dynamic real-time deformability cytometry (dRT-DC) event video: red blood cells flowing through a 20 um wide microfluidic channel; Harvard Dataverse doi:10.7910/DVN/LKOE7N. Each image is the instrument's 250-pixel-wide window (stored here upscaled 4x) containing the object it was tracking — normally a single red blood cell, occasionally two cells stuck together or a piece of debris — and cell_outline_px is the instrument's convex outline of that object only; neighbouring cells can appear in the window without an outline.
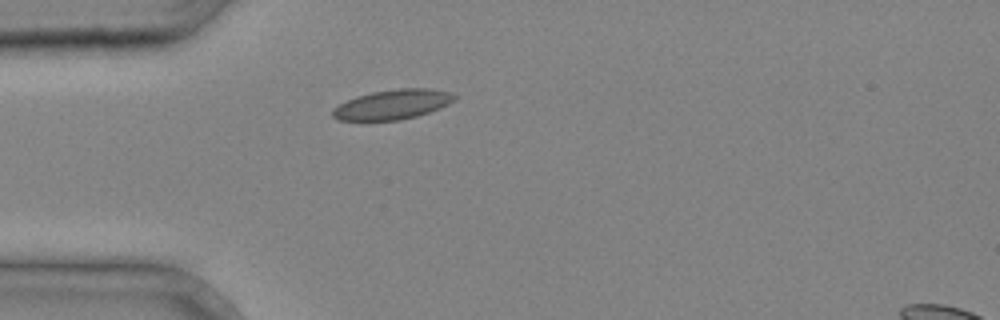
{"species": "common noctule bat (a hibernating species)", "species_latin": "Nyctalus noctula", "temperature_condition": "cold", "stored_images_in_passage": 2, "camera_frame_rate_fps": 3000, "um_per_image_px": 0.085, "animal": {"sex": "male", "body_mass_g": 20.4}, "frame": {"image": 1, "passage_image": 2, "time_ms": 0.333, "image_size_px": [1000, 320], "cell_outline_px": [[456, 100], [440, 108], [416, 116], [400, 120], [340, 120], [332, 116], [332, 108], [356, 96], [372, 92], [400, 88], [432, 88], [452, 92], [456, 96]], "centroid_in_image_um": [33.4, 8.87], "position_along_channel_um": 51.6, "area_um2": 21.1}}